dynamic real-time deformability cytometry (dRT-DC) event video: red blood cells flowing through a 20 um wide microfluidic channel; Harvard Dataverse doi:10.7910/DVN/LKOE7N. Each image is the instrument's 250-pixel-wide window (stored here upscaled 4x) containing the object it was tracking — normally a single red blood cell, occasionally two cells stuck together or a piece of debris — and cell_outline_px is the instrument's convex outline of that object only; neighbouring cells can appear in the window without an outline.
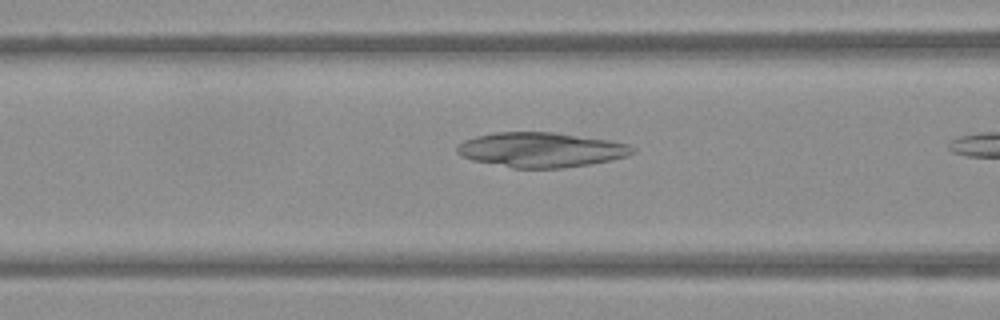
{"species": "Egyptian fruit bat (a non-hibernating species)", "species_latin": "Rousettus aegyptiacus", "temperature_condition": "warm", "stored_images_in_passage": 8, "camera_frame_rate_fps": 3000, "um_per_image_px": 0.085, "frame": {"image": 1, "passage_image": 7, "time_ms": 2.0, "image_size_px": [1000, 320], "cell_outline_px": [[636, 152], [624, 156], [608, 160], [588, 164], [560, 168], [512, 168], [472, 160], [456, 152], [456, 148], [464, 140], [476, 136], [496, 132], [552, 132], [608, 140], [628, 144], [636, 148]], "centroid_in_image_um": [45.96, 12.73], "position_along_channel_um": 120.6, "area_um2": 35.26}}